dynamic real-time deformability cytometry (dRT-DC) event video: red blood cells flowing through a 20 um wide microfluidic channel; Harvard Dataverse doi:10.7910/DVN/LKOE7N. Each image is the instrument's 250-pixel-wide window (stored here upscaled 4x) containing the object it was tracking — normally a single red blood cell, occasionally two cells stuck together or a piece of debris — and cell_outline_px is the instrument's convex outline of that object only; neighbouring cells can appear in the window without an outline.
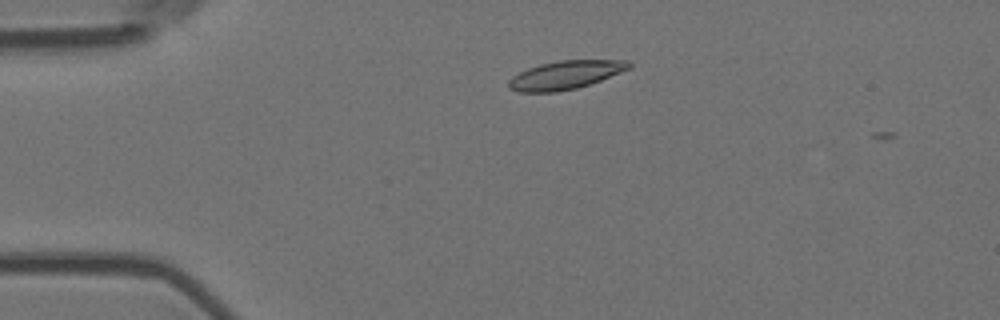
{"species": "Egyptian fruit bat (a non-hibernating species)", "species_latin": "Rousettus aegyptiacus", "temperature_condition": "room temperature", "stored_images_in_passage": 3, "camera_frame_rate_fps": 3000, "um_per_image_px": 0.085, "animal": {"sex": "female"}, "frame": {"image": 1, "passage_image": 2, "time_ms": 0.333, "image_size_px": [1000, 320], "cell_outline_px": [[632, 68], [600, 80], [576, 88], [556, 92], [520, 92], [508, 88], [508, 80], [512, 76], [528, 68], [540, 64], [556, 60], [628, 60], [632, 64]], "centroid_in_image_um": [48.05, 6.36], "position_along_channel_um": 36.9, "area_um2": 19.94}}